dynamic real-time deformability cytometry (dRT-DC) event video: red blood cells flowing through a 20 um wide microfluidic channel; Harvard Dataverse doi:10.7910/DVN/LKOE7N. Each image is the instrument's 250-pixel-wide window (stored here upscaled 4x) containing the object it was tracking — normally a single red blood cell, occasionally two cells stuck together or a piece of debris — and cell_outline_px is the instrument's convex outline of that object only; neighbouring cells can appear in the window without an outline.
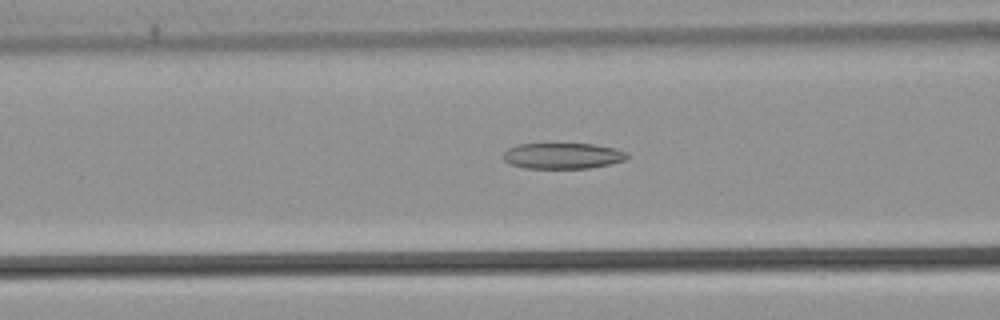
{"species": "common noctule bat (a hibernating species)", "species_latin": "Nyctalus noctula", "temperature_condition": "warm", "stored_images_in_passage": 50, "camera_frame_rate_fps": 3000, "um_per_image_px": 0.085, "animal": {"sex": "male", "body_mass_g": 21.5, "forearm_length_mm": 52.0}, "frame": {"image": 1, "passage_image": 19, "time_ms": 6.0, "image_size_px": [1000, 320], "cell_outline_px": [[628, 156], [624, 160], [608, 164], [588, 168], [524, 168], [508, 164], [504, 160], [504, 152], [508, 148], [516, 144], [596, 144], [616, 148], [628, 152]], "centroid_in_image_um": [47.81, 13.24], "position_along_channel_um": 118.8, "area_um2": 18.73}}
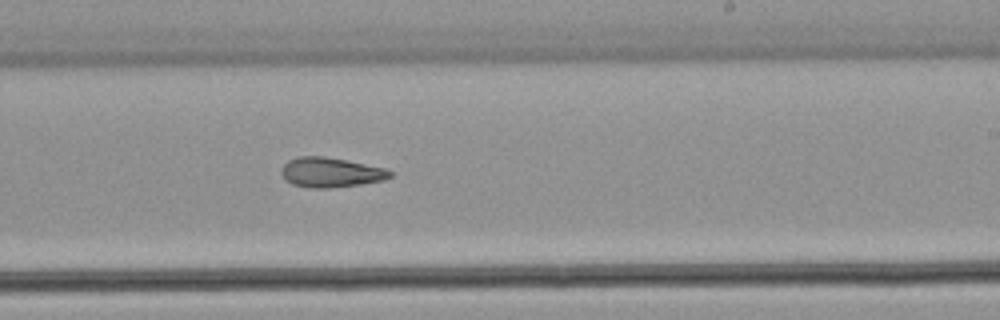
{"frame": {"image": 2, "passage_image": 30, "time_ms": 9.667, "image_size_px": [1000, 320], "cell_outline_px": [[392, 176], [384, 180], [360, 184], [328, 188], [312, 188], [292, 184], [284, 180], [280, 172], [284, 164], [288, 160], [300, 156], [324, 156], [384, 168], [392, 172]], "centroid_in_image_um": [28.07, 14.66], "position_along_channel_um": 260.9, "area_um2": 18.73}}
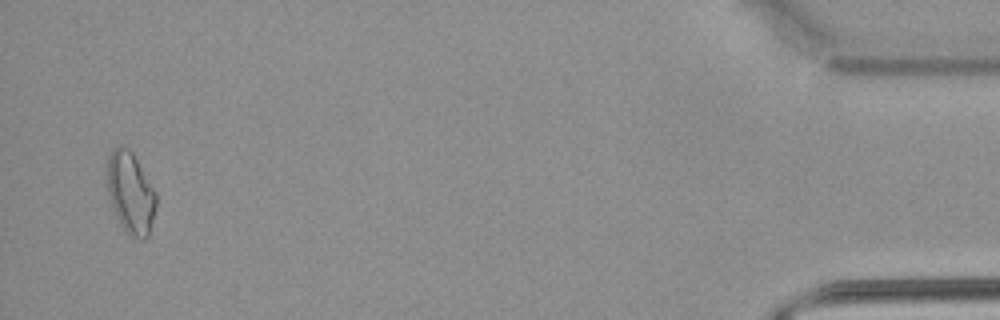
{"frame": {"image": 3, "passage_image": 49, "time_ms": 16.0, "image_size_px": [1000, 320], "cell_outline_px": [[156, 208], [148, 236], [144, 240], [140, 240], [124, 232], [108, 196], [104, 168], [108, 156], [120, 144], [128, 148], [132, 152], [156, 192]], "centroid_in_image_um": [11.06, 16.38], "position_along_channel_um": 424.1, "area_um2": 23.64}, "authors_computed_cell_mechanics": {"area_um2": 19.7965, "velocity_mm_per_s": 3.8834, "shape_relaxation_time_tau1_ms": null, "shape_relaxation_time_tau2_ms": 6.896, "deformation_change_tau1": null, "deformation_change_tau2": 0.1746}}